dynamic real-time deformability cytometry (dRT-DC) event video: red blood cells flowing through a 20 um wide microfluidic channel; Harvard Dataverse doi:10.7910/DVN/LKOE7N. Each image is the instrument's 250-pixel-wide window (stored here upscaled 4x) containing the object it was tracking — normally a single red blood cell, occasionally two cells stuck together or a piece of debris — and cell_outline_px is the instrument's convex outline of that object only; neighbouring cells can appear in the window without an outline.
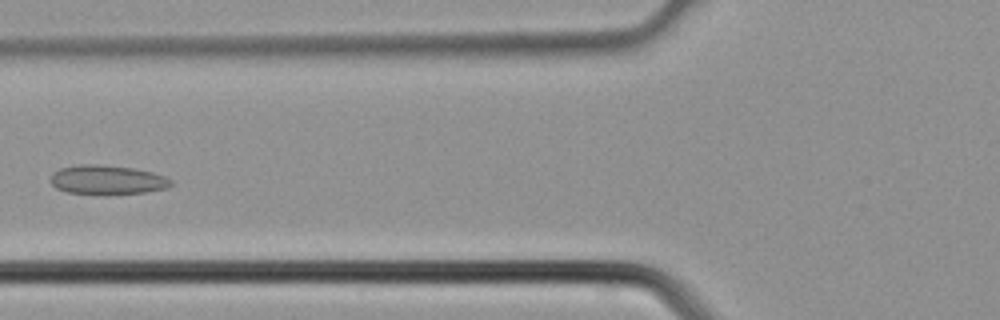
{"species": "common noctule bat (a hibernating species)", "species_latin": "Nyctalus noctula", "temperature_condition": "cold", "stored_images_in_passage": 4, "camera_frame_rate_fps": 3000, "um_per_image_px": 0.085, "animal": {"sex": "male", "body_mass_g": 21.5, "forearm_length_mm": 52.0}, "frame": {"image": 1, "passage_image": 4, "time_ms": 1.0, "image_size_px": [1000, 320], "cell_outline_px": [[172, 184], [168, 188], [144, 192], [108, 196], [68, 192], [56, 188], [52, 184], [52, 172], [60, 168], [80, 164], [96, 164], [132, 168], [152, 172], [164, 176], [172, 180]], "centroid_in_image_um": [9.12, 15.31], "position_along_channel_um": 116.7, "area_um2": 20.81}}